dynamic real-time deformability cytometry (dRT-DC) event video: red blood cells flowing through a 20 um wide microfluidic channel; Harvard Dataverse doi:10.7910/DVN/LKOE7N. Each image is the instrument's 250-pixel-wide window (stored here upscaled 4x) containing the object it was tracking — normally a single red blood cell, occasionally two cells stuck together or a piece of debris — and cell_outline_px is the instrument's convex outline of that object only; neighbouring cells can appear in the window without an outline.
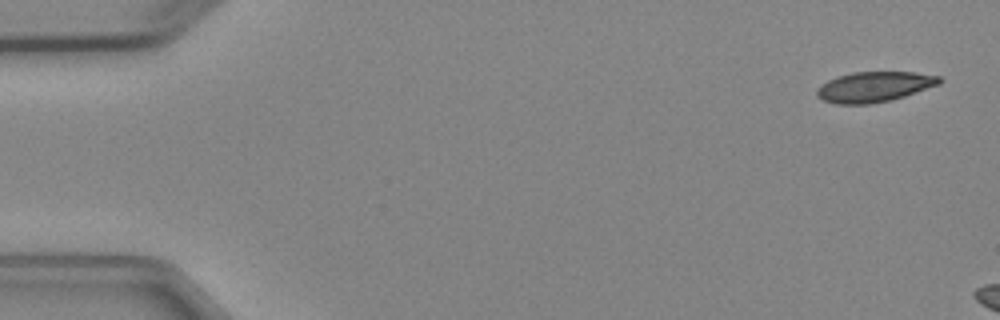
{"species": "Egyptian fruit bat (a non-hibernating species)", "species_latin": "Rousettus aegyptiacus", "temperature_condition": "cold", "stored_images_in_passage": 3, "camera_frame_rate_fps": 3000, "um_per_image_px": 0.085, "animal": {"sex": "female"}, "frame": {"image": 1, "passage_image": 1, "time_ms": 0.0, "image_size_px": [1000, 320], "cell_outline_px": [[944, 80], [940, 84], [904, 96], [888, 100], [868, 104], [836, 104], [824, 100], [816, 96], [816, 88], [820, 84], [836, 76], [852, 72], [916, 72], [940, 76]], "centroid_in_image_um": [74.29, 7.36], "position_along_channel_um": 10.7, "area_um2": 21.73}}